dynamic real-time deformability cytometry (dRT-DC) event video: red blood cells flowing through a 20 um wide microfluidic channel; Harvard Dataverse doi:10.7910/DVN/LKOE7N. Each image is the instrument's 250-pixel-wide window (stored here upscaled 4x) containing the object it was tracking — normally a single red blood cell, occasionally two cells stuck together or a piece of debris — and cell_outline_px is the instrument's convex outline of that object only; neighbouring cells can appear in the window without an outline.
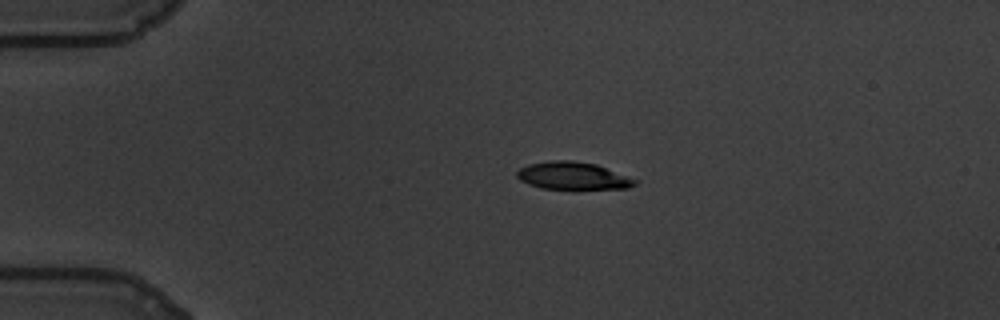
{"species": "common noctule bat (a hibernating species)", "species_latin": "Nyctalus noctula", "temperature_condition": "warm", "stored_images_in_passage": 47, "camera_frame_rate_fps": 3000, "um_per_image_px": 0.085, "animal": {"sex": "male", "body_mass_g": 19.5, "forearm_length_mm": 54.6}, "frame": {"image": 1, "passage_image": 1, "time_ms": 0.0, "image_size_px": [1000, 320], "cell_outline_px": [[640, 180], [636, 184], [628, 188], [576, 192], [572, 192], [540, 188], [528, 184], [520, 180], [516, 176], [516, 172], [520, 168], [528, 164], [552, 160], [572, 160], [596, 164]], "centroid_in_image_um": [48.74, 15.0], "position_along_channel_um": 36.3, "area_um2": 20.17}}
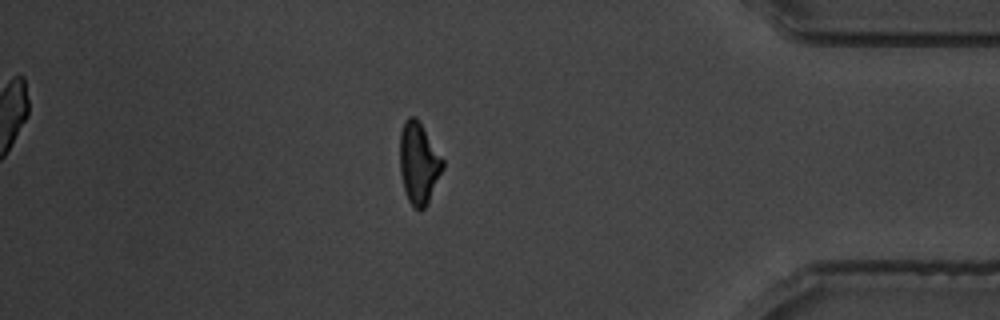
{"frame": {"image": 2, "passage_image": 39, "time_ms": 12.667, "image_size_px": [1000, 320], "cell_outline_px": [[444, 168], [428, 204], [420, 212], [408, 200], [404, 188], [400, 172], [400, 132], [404, 120], [408, 116], [416, 116], [444, 160]], "centroid_in_image_um": [35.6, 13.86], "position_along_channel_um": 399.6, "area_um2": 20.52}}
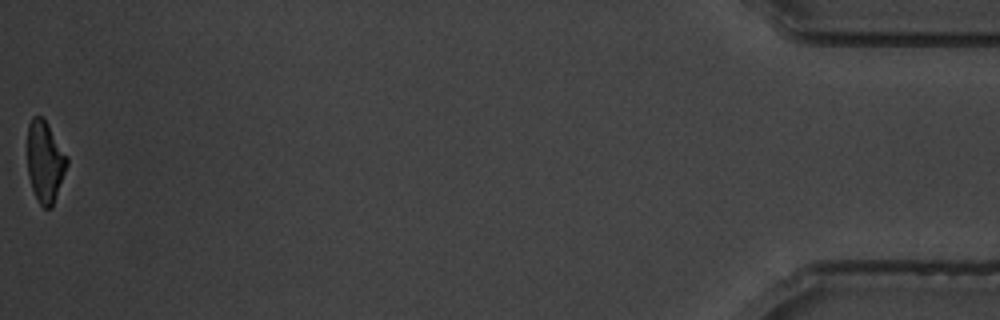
{"frame": {"image": 3, "passage_image": 47, "time_ms": 15.333, "image_size_px": [1000, 320], "cell_outline_px": [[68, 164], [52, 208], [44, 208], [40, 204], [32, 188], [28, 176], [28, 124], [32, 116], [40, 116], [48, 124], [68, 156]], "centroid_in_image_um": [3.84, 13.74], "position_along_channel_um": 431.4, "area_um2": 18.73}, "authors_computed_cell_mechanics": {"area_um2": 20.6924, "velocity_mm_per_s": 3.4638, "shape_relaxation_time_tau1_ms": 2.9538, "shape_relaxation_time_tau2_ms": 2.0583, "deformation_change_tau1": 0.1439, "deformation_change_tau2": 0.082}}